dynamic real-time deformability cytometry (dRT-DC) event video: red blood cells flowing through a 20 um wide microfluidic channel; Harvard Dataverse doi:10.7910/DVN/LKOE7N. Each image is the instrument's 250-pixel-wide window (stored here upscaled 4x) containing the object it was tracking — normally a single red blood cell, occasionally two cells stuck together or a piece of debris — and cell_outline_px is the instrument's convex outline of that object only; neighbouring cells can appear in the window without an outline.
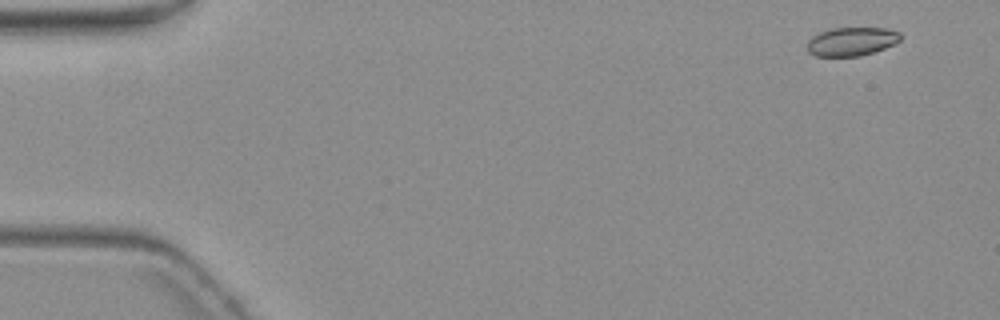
{"species": "common noctule bat (a hibernating species)", "species_latin": "Nyctalus noctula", "temperature_condition": "warm", "stored_images_in_passage": 5, "camera_frame_rate_fps": 3000, "um_per_image_px": 0.085, "animal": {"sex": "female", "body_mass_g": 19.3, "forearm_length_mm": 54.1}, "frame": {"image": 1, "passage_image": 1, "time_ms": 0.0, "image_size_px": [1000, 320], "cell_outline_px": [[900, 40], [896, 44], [860, 56], [816, 56], [808, 52], [808, 40], [812, 36], [820, 32], [832, 28], [888, 28], [900, 32]], "centroid_in_image_um": [72.4, 3.52], "position_along_channel_um": 12.6, "area_um2": 15.55}}
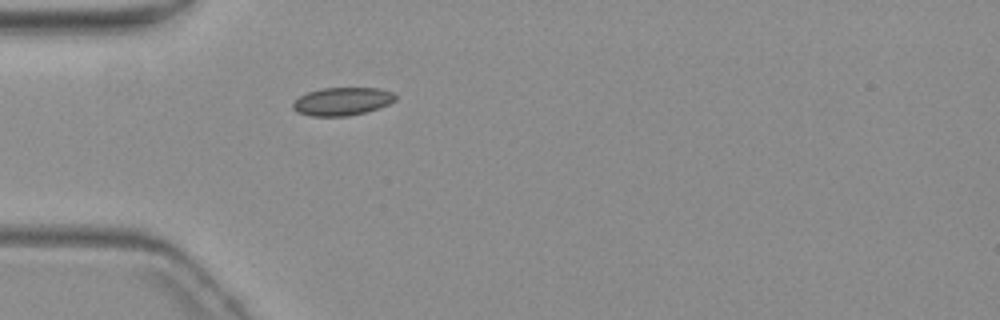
{"frame": {"image": 2, "passage_image": 5, "time_ms": 4.667, "image_size_px": [1000, 320], "cell_outline_px": [[396, 100], [388, 104], [368, 112], [348, 116], [312, 116], [296, 112], [292, 108], [292, 104], [300, 96], [308, 92], [320, 88], [380, 88], [392, 92], [396, 96]], "centroid_in_image_um": [29.09, 8.62], "position_along_channel_um": 55.9, "area_um2": 16.82}}